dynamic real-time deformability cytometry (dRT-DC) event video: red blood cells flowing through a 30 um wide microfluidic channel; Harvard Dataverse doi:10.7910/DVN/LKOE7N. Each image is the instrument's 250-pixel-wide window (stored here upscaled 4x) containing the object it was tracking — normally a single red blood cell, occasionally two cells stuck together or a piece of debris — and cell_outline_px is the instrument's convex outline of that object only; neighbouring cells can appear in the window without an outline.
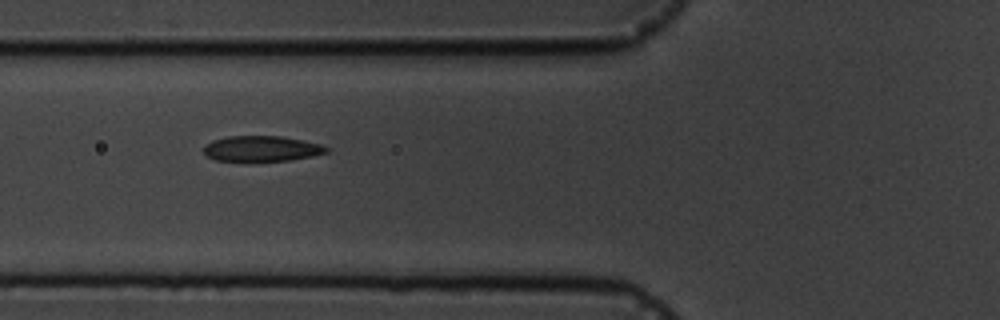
{"species": "common noctule bat (a hibernating species)", "species_latin": "Nyctalus noctula", "temperature_condition": "cold", "stored_images_in_passage": 4, "camera_frame_rate_fps": 3000, "um_per_image_px": 0.085, "animal": {"sex": "male", "body_mass_g": 19.5, "forearm_length_mm": 54.6}, "frame": {"image": 1, "passage_image": 4, "time_ms": 3.333, "image_size_px": [1000, 320], "cell_outline_px": [[328, 152], [312, 156], [292, 160], [248, 164], [244, 164], [216, 160], [208, 156], [204, 152], [204, 144], [212, 140], [228, 136], [280, 136], [304, 140], [320, 144], [328, 148]], "centroid_in_image_um": [22.19, 12.68], "position_along_channel_um": 103.6, "area_um2": 19.19}}